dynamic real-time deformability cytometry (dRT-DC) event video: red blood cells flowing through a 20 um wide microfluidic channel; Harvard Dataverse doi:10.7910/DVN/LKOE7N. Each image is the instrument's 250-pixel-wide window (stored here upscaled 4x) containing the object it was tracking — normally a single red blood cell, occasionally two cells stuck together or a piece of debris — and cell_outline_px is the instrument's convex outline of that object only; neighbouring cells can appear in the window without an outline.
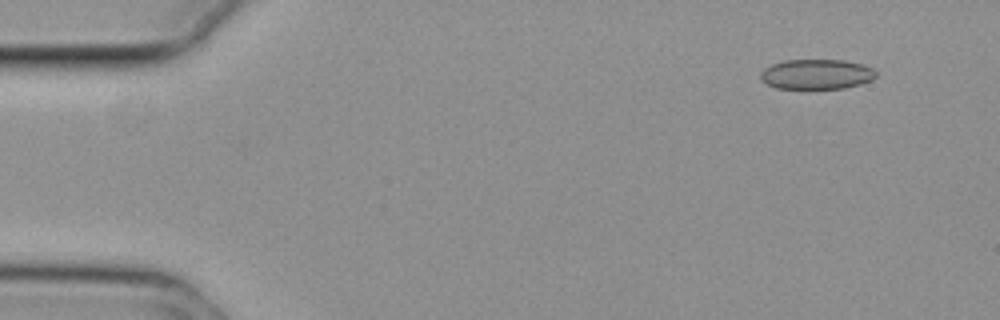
{"species": "common noctule bat (a hibernating species)", "species_latin": "Nyctalus noctula", "temperature_condition": "cold", "stored_images_in_passage": 55, "camera_frame_rate_fps": 3000, "um_per_image_px": 0.085, "animal": {"sex": "female", "body_mass_g": 29.2, "forearm_length_mm": 56.3}, "frame": {"image": 1, "passage_image": 5, "time_ms": 1.333, "image_size_px": [1000, 320], "cell_outline_px": [[876, 76], [872, 80], [860, 84], [844, 88], [776, 88], [760, 80], [760, 72], [764, 68], [772, 64], [784, 60], [844, 60], [864, 64], [872, 68], [876, 72]], "centroid_in_image_um": [69.41, 6.3], "position_along_channel_um": 15.6, "area_um2": 20.23}}
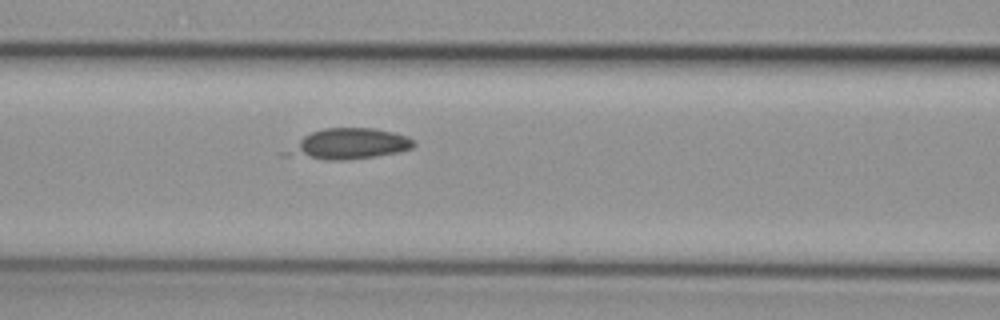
{"frame": {"image": 2, "passage_image": 23, "time_ms": 7.333, "image_size_px": [1000, 320], "cell_outline_px": [[416, 144], [412, 148], [400, 152], [376, 156], [344, 160], [328, 160], [280, 156], [280, 152], [304, 136], [312, 132], [324, 128], [372, 128], [392, 132], [404, 136], [412, 140]], "centroid_in_image_um": [29.54, 12.26], "position_along_channel_um": 137.1, "area_um2": 22.89}}
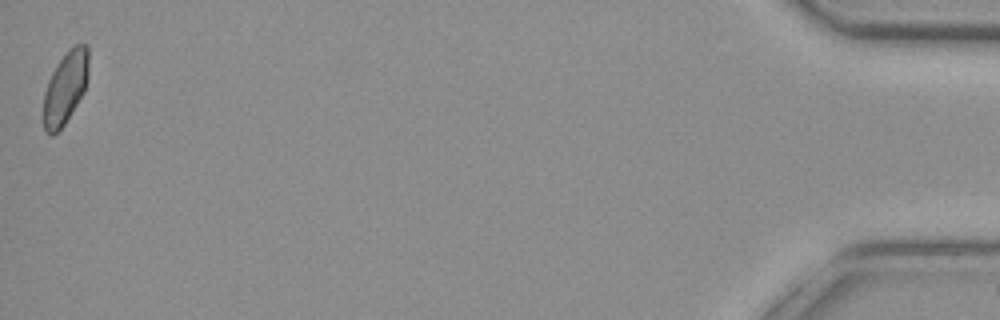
{"frame": {"image": 3, "passage_image": 55, "time_ms": 18.0, "image_size_px": [1000, 320], "cell_outline_px": [[88, 80], [84, 92], [64, 124], [52, 136], [44, 128], [44, 92], [48, 80], [56, 64], [76, 44], [88, 44]], "centroid_in_image_um": [5.57, 7.44], "position_along_channel_um": 429.6, "area_um2": 18.73}}